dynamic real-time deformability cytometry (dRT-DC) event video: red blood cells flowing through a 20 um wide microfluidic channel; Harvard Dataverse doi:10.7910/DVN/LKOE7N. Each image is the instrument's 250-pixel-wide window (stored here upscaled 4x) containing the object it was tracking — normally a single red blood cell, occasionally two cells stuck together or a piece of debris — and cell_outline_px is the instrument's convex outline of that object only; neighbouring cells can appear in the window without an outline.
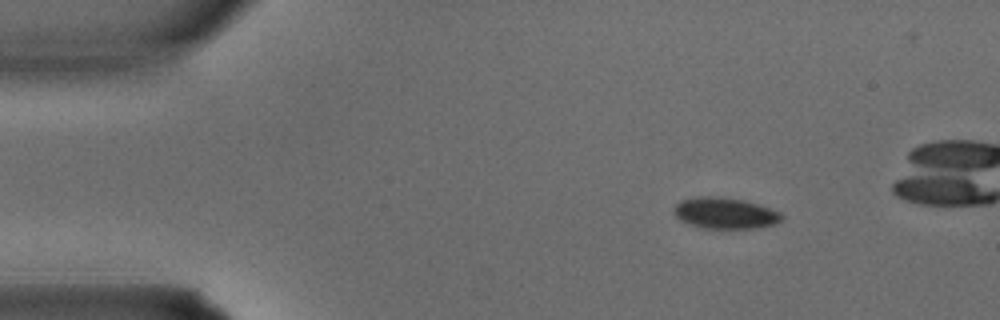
{"species": "common noctule bat (a hibernating species)", "species_latin": "Nyctalus noctula", "temperature_condition": "warm", "stored_images_in_passage": 3, "camera_frame_rate_fps": 3000, "um_per_image_px": 0.085, "animal": {"sex": "male", "body_mass_g": 15.6}, "frame": {"image": 1, "passage_image": 1, "time_ms": 0.0, "image_size_px": [1000, 320], "cell_outline_px": [[784, 220], [776, 224], [756, 228], [704, 228], [680, 220], [672, 212], [672, 208], [680, 200], [696, 196], [720, 196], [744, 200], [780, 212], [784, 216]], "centroid_in_image_um": [61.62, 18.11], "position_along_channel_um": 23.4, "area_um2": 19.71}}